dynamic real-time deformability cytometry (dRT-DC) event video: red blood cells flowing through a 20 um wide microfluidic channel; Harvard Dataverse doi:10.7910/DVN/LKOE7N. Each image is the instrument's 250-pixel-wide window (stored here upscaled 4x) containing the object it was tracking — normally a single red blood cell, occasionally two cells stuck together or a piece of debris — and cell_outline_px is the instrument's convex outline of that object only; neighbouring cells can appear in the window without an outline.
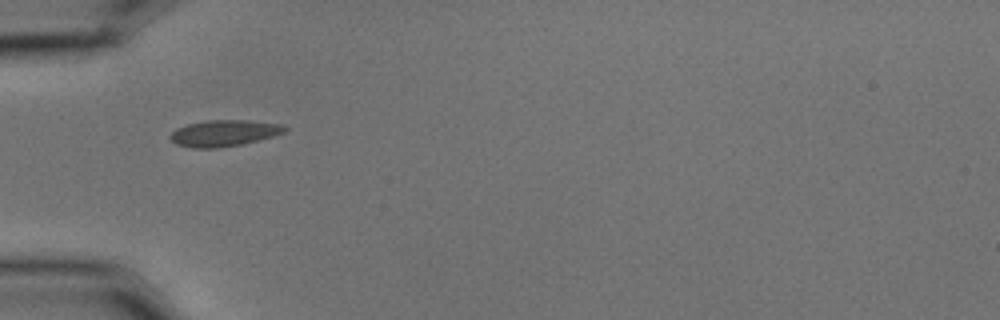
{"species": "common noctule bat (a hibernating species)", "species_latin": "Nyctalus noctula", "temperature_condition": "cold", "stored_images_in_passage": 39, "camera_frame_rate_fps": 3000, "um_per_image_px": 0.085, "animal": {"sex": "male", "body_mass_g": 15.6}, "frame": {"image": 1, "passage_image": 1, "time_ms": 0.0, "image_size_px": [1000, 320], "cell_outline_px": [[288, 128], [284, 132], [272, 136], [240, 144], [220, 148], [192, 148], [176, 144], [168, 136], [176, 128], [188, 124], [208, 120], [248, 120], [280, 124]], "centroid_in_image_um": [19.0, 11.31], "position_along_channel_um": 66.0, "area_um2": 17.4}}
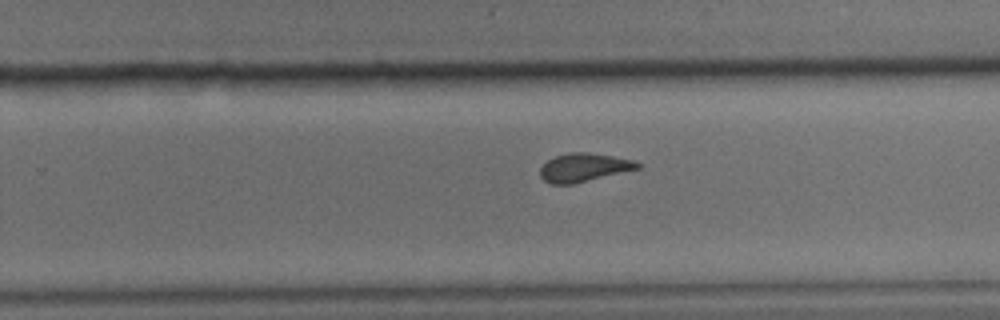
{"frame": {"image": 2, "passage_image": 19, "time_ms": 6.0, "image_size_px": [1000, 320], "cell_outline_px": [[640, 168], [572, 184], [552, 184], [544, 180], [540, 176], [540, 168], [548, 160], [556, 156], [572, 152], [588, 152], [612, 156], [632, 160], [640, 164]], "centroid_in_image_um": [49.6, 14.23], "position_along_channel_um": 280.2, "area_um2": 15.84}}
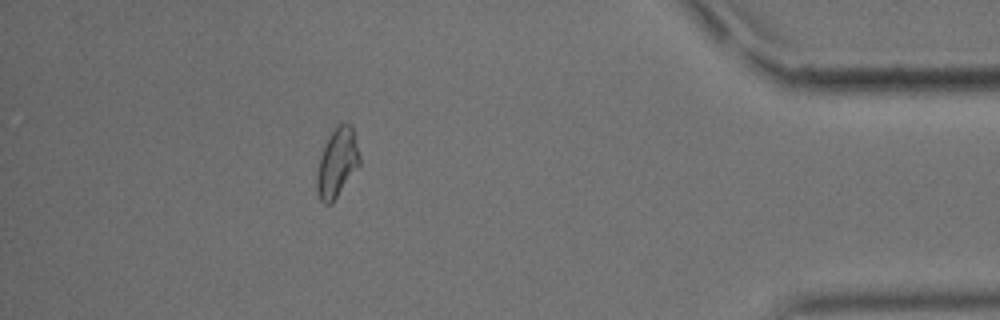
{"frame": {"image": 3, "passage_image": 33, "time_ms": 10.667, "image_size_px": [1000, 320], "cell_outline_px": [[360, 164], [332, 204], [324, 204], [320, 200], [316, 192], [316, 168], [324, 144], [328, 136], [336, 124], [344, 120], [352, 124], [360, 156]], "centroid_in_image_um": [28.64, 13.79], "position_along_channel_um": 406.6, "area_um2": 17.74}, "authors_computed_cell_mechanics": {"area_um2": 16.762, "velocity_mm_per_s": 3.5895, "shape_relaxation_time_tau1_ms": 4.8528, "shape_relaxation_time_tau2_ms": null, "deformation_change_tau1": 0.1181, "deformation_change_tau2": null}}